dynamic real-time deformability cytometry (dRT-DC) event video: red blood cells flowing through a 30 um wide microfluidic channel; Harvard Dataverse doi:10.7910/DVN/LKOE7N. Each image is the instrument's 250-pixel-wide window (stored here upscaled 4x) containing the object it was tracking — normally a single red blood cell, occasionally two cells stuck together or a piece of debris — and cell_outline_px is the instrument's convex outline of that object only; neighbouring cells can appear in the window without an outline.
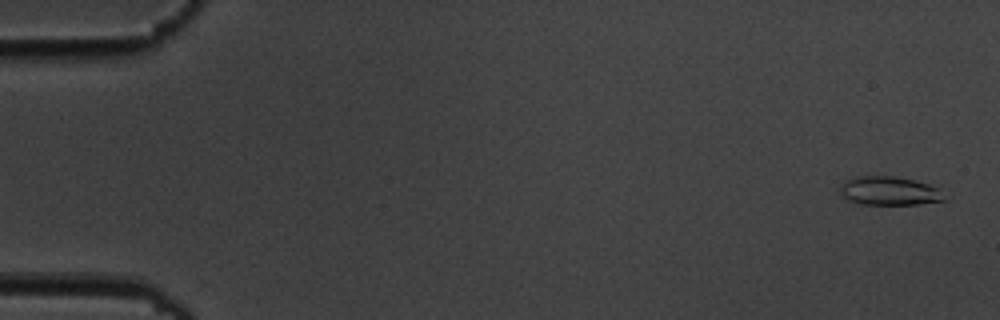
{"species": "common noctule bat (a hibernating species)", "species_latin": "Nyctalus noctula", "temperature_condition": "cold", "stored_images_in_passage": 6, "camera_frame_rate_fps": 3000, "um_per_image_px": 0.085, "animal": {"sex": "male", "body_mass_g": 19.5, "forearm_length_mm": 54.6}, "frame": {"image": 1, "passage_image": 1, "time_ms": 0.0, "image_size_px": [1000, 320], "cell_outline_px": [[944, 200], [916, 204], [860, 204], [848, 200], [840, 196], [840, 188], [844, 180], [856, 176], [892, 176], [912, 180], [928, 184], [936, 188]], "centroid_in_image_um": [75.46, 16.22], "position_along_channel_um": 9.5, "area_um2": 17.11}}